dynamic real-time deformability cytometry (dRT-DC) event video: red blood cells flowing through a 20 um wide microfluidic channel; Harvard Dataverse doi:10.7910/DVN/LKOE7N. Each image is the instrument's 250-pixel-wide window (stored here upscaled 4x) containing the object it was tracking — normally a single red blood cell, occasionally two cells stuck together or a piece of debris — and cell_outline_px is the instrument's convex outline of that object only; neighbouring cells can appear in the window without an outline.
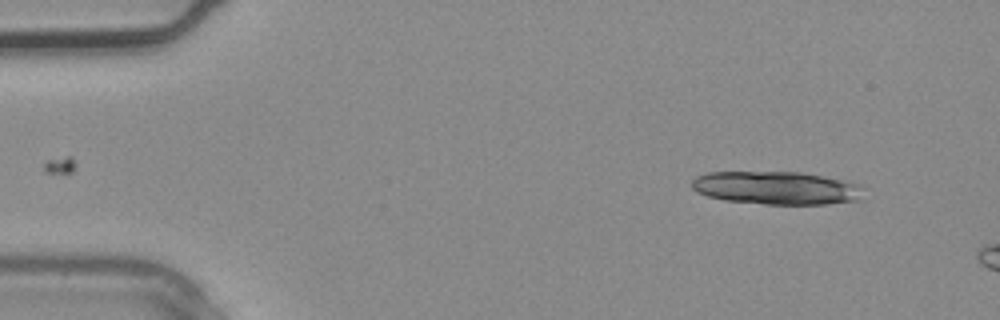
{"species": "common noctule bat (a hibernating species)", "species_latin": "Nyctalus noctula", "temperature_condition": "warm", "stored_images_in_passage": 4, "camera_frame_rate_fps": 3000, "um_per_image_px": 0.085, "animal": {"sex": "male", "body_mass_g": 20.4}, "frame": {"image": 1, "passage_image": 4, "time_ms": 1.0, "image_size_px": [1000, 320], "cell_outline_px": [[864, 188], [860, 200], [828, 204], [764, 204], [724, 200], [708, 196], [696, 192], [692, 188], [692, 180], [696, 176], [708, 172], [800, 172], [840, 180], [856, 184]], "centroid_in_image_um": [65.96, 15.98], "position_along_channel_um": 19.0, "area_um2": 33.0}}